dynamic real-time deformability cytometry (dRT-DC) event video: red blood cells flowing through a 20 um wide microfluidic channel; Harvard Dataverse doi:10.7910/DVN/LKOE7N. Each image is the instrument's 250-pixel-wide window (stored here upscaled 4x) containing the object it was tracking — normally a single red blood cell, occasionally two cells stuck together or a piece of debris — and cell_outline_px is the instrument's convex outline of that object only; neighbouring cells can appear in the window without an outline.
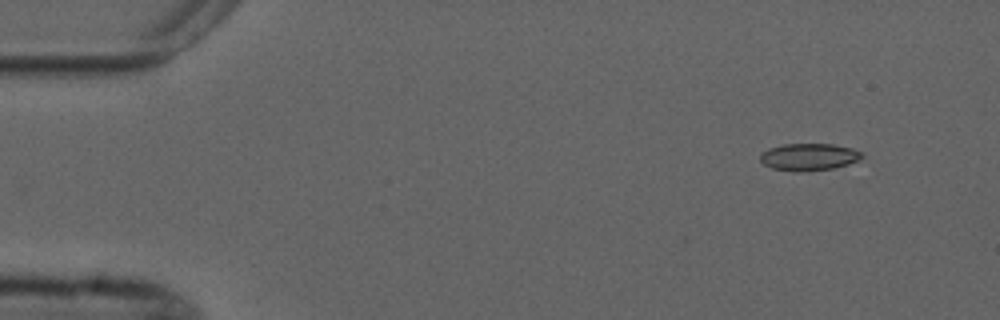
{"species": "common noctule bat (a hibernating species)", "species_latin": "Nyctalus noctula", "temperature_condition": "cold", "stored_images_in_passage": 4, "camera_frame_rate_fps": 3000, "um_per_image_px": 0.085, "animal": {"sex": "male", "forearm_length_mm": 52.5}, "frame": {"image": 1, "passage_image": 1, "time_ms": 0.0, "image_size_px": [1000, 320], "cell_outline_px": [[864, 156], [848, 164], [832, 168], [796, 172], [772, 168], [764, 164], [760, 160], [760, 156], [768, 148], [784, 144], [832, 144], [852, 148], [864, 152]], "centroid_in_image_um": [68.76, 13.33], "position_along_channel_um": 16.2, "area_um2": 15.95}}
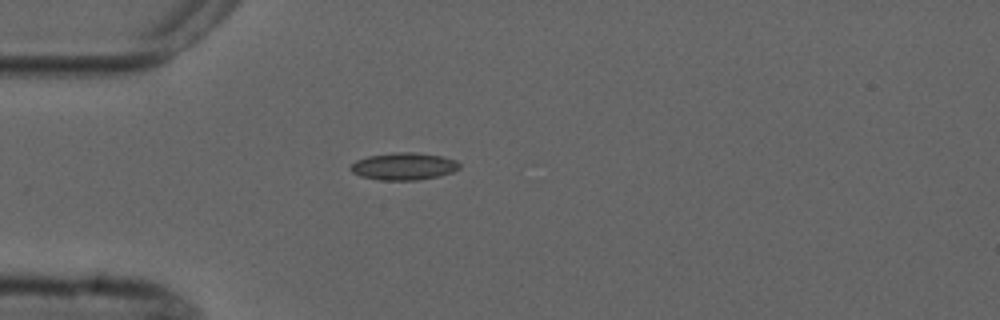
{"frame": {"image": 2, "passage_image": 4, "time_ms": 3.333, "image_size_px": [1000, 320], "cell_outline_px": [[460, 168], [452, 172], [440, 176], [416, 180], [380, 180], [360, 176], [352, 172], [348, 168], [356, 160], [368, 156], [392, 152], [416, 152], [440, 156], [456, 160], [460, 164]], "centroid_in_image_um": [34.31, 14.13], "position_along_channel_um": 50.7, "area_um2": 17.4}}